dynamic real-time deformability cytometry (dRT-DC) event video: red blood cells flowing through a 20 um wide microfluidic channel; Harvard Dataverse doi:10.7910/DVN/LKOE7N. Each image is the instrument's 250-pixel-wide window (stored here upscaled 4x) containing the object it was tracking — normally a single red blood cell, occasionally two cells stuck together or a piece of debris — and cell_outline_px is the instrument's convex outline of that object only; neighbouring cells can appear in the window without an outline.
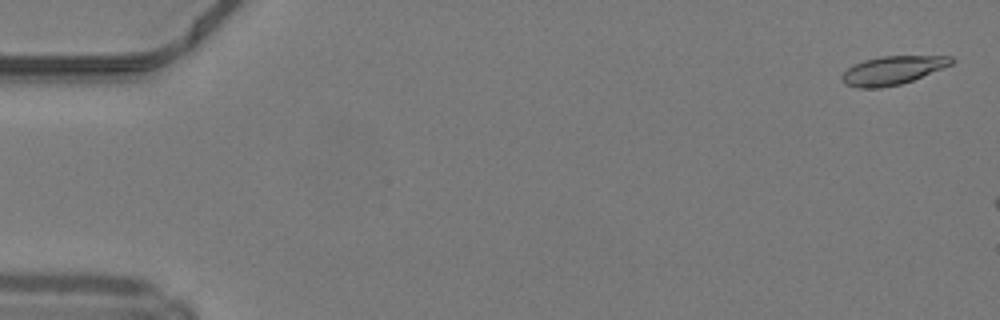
{"species": "common noctule bat (a hibernating species)", "species_latin": "Nyctalus noctula", "temperature_condition": "warm", "stored_images_in_passage": 7, "camera_frame_rate_fps": 3000, "um_per_image_px": 0.085, "animal": {"sex": "male", "body_mass_g": 19.2, "forearm_length_mm": 51.8}, "frame": {"image": 1, "passage_image": 2, "time_ms": 0.333, "image_size_px": [1000, 320], "cell_outline_px": [[956, 60], [952, 64], [912, 80], [900, 84], [880, 88], [856, 88], [844, 84], [840, 80], [840, 76], [848, 68], [864, 60], [880, 56], [952, 56]], "centroid_in_image_um": [75.83, 5.98], "position_along_channel_um": 9.2, "area_um2": 18.15}}